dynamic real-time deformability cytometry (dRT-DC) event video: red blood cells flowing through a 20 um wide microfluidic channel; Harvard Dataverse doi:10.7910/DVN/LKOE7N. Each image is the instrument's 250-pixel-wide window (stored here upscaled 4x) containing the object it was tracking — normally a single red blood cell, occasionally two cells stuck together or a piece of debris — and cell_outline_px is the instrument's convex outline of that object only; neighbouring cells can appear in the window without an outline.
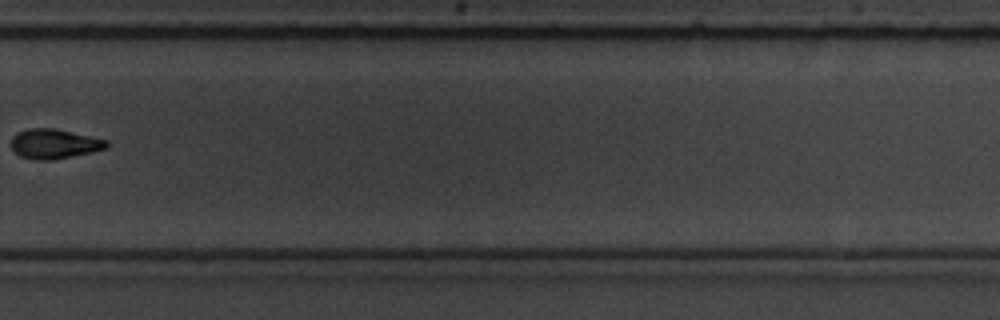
{"species": "common noctule bat (a hibernating species)", "species_latin": "Nyctalus noctula", "temperature_condition": "room temperature", "stored_images_in_passage": 17, "camera_frame_rate_fps": 3000, "um_per_image_px": 0.085, "animal": {"sex": "male", "body_mass_g": 19.5, "forearm_length_mm": 54.6}, "frame": {"image": 1, "passage_image": 12, "time_ms": 3.667, "image_size_px": [1000, 320], "cell_outline_px": [[108, 148], [92, 152], [52, 160], [32, 160], [20, 156], [12, 148], [12, 136], [16, 132], [28, 128], [56, 128], [108, 140]], "centroid_in_image_um": [4.61, 12.22], "position_along_channel_um": 325.2, "area_um2": 16.65}}
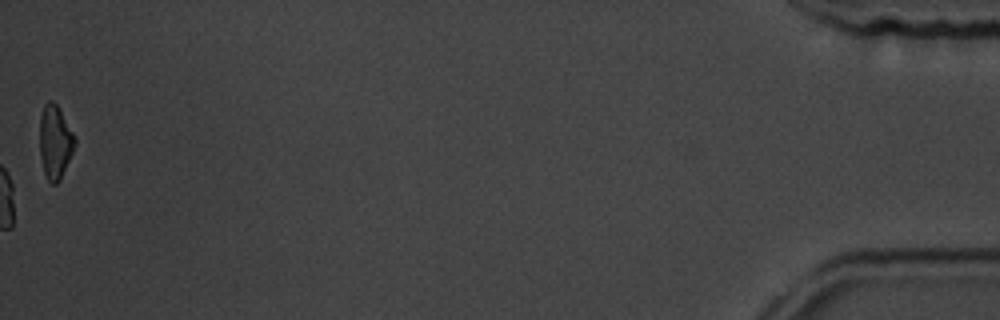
{"frame": {"image": 2, "passage_image": 17, "time_ms": 5.333, "image_size_px": [1000, 320], "cell_outline_px": [[76, 144], [60, 180], [56, 184], [52, 184], [48, 180], [44, 172], [40, 156], [40, 116], [44, 104], [48, 100], [52, 100], [56, 104], [76, 136]], "centroid_in_image_um": [4.69, 12.06], "position_along_channel_um": 430.5, "area_um2": 15.09}}